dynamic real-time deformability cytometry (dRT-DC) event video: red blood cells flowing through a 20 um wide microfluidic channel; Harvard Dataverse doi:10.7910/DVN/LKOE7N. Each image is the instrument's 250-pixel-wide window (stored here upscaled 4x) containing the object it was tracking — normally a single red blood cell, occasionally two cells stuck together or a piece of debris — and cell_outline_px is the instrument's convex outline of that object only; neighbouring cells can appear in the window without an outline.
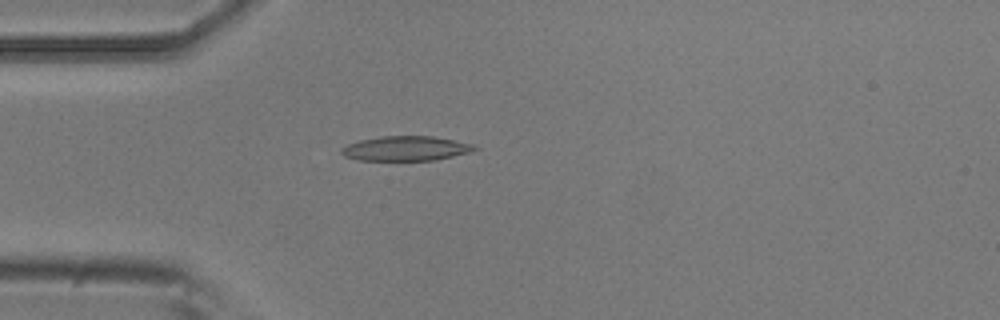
{"species": "common noctule bat (a hibernating species)", "species_latin": "Nyctalus noctula", "temperature_condition": "room temperature", "stored_images_in_passage": 4, "camera_frame_rate_fps": 3000, "um_per_image_px": 0.085, "animal": {"sex": "male", "body_mass_g": 20.5, "forearm_length_mm": 52.5}, "frame": {"image": 1, "passage_image": 4, "time_ms": 1.0, "image_size_px": [1000, 320], "cell_outline_px": [[480, 148], [472, 152], [436, 160], [356, 160], [344, 156], [340, 152], [340, 148], [348, 144], [360, 140], [380, 136], [432, 136], [472, 144]], "centroid_in_image_um": [34.49, 12.62], "position_along_channel_um": 50.5, "area_um2": 19.19}}